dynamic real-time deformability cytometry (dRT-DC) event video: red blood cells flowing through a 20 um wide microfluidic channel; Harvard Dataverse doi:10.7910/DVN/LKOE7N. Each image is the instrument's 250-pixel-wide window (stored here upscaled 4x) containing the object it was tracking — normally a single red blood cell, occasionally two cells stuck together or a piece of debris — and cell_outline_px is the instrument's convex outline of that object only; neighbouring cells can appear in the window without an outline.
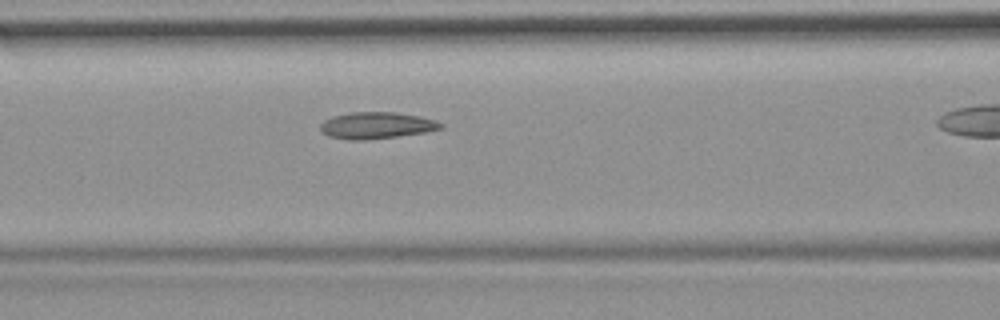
{"species": "common noctule bat (a hibernating species)", "species_latin": "Nyctalus noctula", "temperature_condition": "room temperature", "stored_images_in_passage": 31, "camera_frame_rate_fps": 3000, "um_per_image_px": 0.085, "animal": {"sex": "female", "body_mass_g": 19.9}, "frame": {"image": 1, "passage_image": 10, "time_ms": 3.0, "image_size_px": [1000, 320], "cell_outline_px": [[444, 128], [424, 132], [396, 136], [360, 140], [348, 140], [328, 136], [320, 132], [320, 124], [324, 120], [332, 116], [352, 112], [396, 112], [420, 116], [436, 120], [444, 124]], "centroid_in_image_um": [31.98, 10.65], "position_along_channel_um": 134.6, "area_um2": 18.73}}